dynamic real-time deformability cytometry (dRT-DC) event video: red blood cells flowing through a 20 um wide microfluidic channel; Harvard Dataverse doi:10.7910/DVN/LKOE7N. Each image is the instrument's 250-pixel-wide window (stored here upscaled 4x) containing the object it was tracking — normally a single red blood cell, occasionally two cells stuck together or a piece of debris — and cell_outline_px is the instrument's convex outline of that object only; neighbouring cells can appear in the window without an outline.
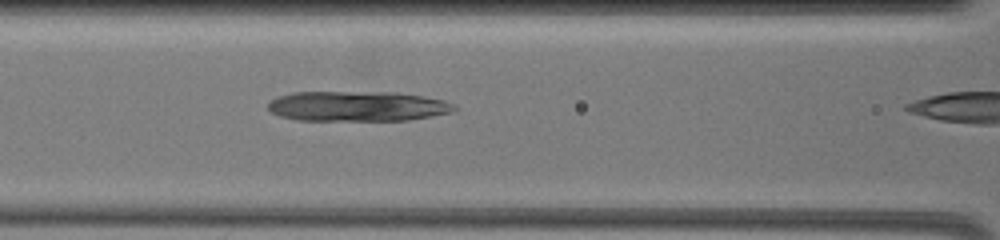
{"species": "common noctule bat (a hibernating species)", "species_latin": "Nyctalus noctula", "temperature_condition": "warm", "stored_images_in_passage": 10, "segment_of_instrument_passage": [1, 2], "camera_frame_rate_fps": 3000, "um_per_image_px": 0.085, "animal": {"sex": "female", "body_mass_g": 19.5, "forearm_length_mm": 54.1}, "frame": {"image": 1, "passage_image": 6, "time_ms": 3.0, "image_size_px": [1000, 240], "cell_outline_px": [[456, 108], [452, 112], [432, 116], [408, 120], [296, 120], [280, 116], [272, 112], [268, 108], [268, 104], [276, 96], [292, 92], [396, 92], [424, 96], [444, 100], [456, 104]], "centroid_in_image_um": [30.39, 9.02], "position_along_channel_um": 136.2, "area_um2": 32.83}}
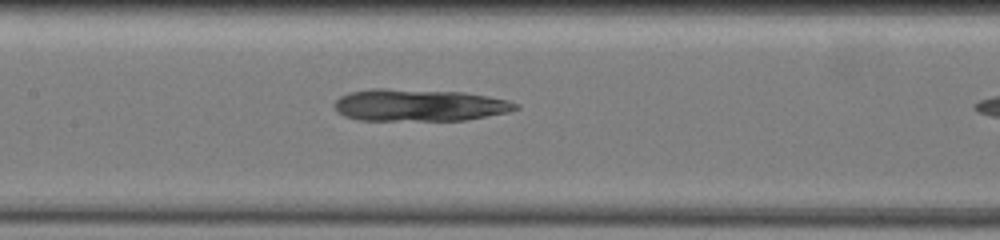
{"frame": {"image": 2, "passage_image": 9, "time_ms": 4.0, "image_size_px": [1000, 240], "cell_outline_px": [[520, 108], [508, 112], [464, 120], [356, 120], [344, 116], [336, 112], [332, 104], [340, 96], [348, 92], [372, 88], [384, 88], [464, 92], [488, 96], [508, 100], [520, 104]], "centroid_in_image_um": [35.59, 8.93], "position_along_channel_um": 171.8, "area_um2": 34.22}}